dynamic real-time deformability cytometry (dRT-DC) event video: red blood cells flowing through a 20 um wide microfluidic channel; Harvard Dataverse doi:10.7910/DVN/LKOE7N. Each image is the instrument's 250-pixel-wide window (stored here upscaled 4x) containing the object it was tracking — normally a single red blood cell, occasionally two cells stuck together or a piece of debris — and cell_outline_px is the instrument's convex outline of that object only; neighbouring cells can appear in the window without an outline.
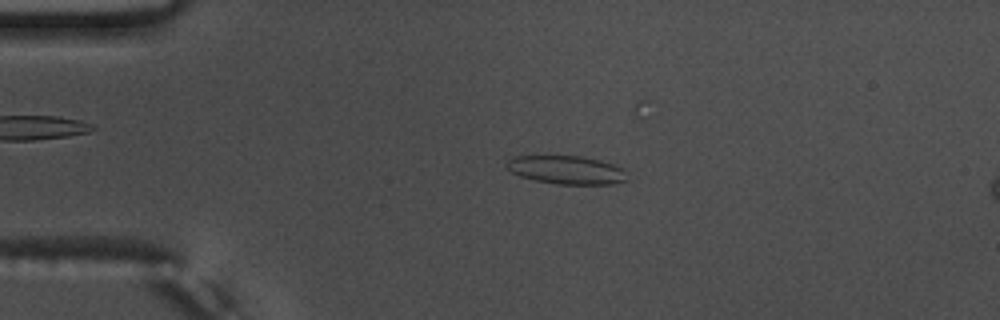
{"species": "common noctule bat (a hibernating species)", "species_latin": "Nyctalus noctula", "temperature_condition": "warm", "stored_images_in_passage": 42, "camera_frame_rate_fps": 3000, "um_per_image_px": 0.085, "animal": {"sex": "male", "body_mass_g": 17.5, "forearm_length_mm": 52.3}, "frame": {"image": 1, "passage_image": 12, "time_ms": 3.667, "image_size_px": [1000, 320], "cell_outline_px": [[628, 180], [612, 184], [556, 184], [536, 180], [520, 176], [512, 172], [504, 164], [512, 156], [580, 156], [600, 160], [624, 168]], "centroid_in_image_um": [48.16, 14.44], "position_along_channel_um": 36.8, "area_um2": 19.94}}
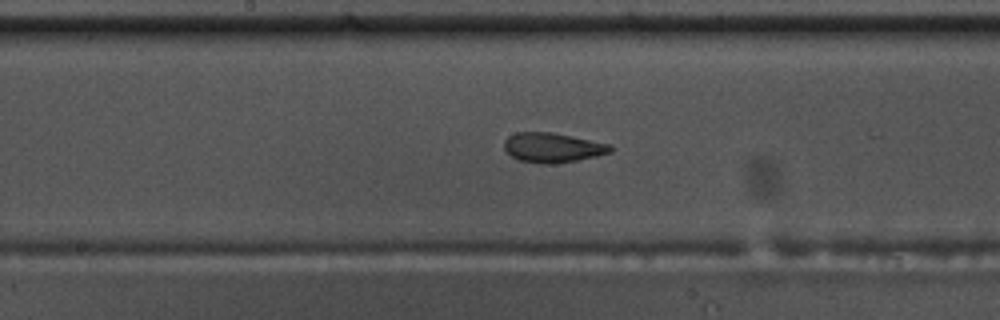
{"frame": {"image": 2, "passage_image": 28, "time_ms": 9.0, "image_size_px": [1000, 320], "cell_outline_px": [[612, 152], [596, 156], [556, 164], [544, 164], [520, 160], [512, 156], [504, 148], [504, 140], [508, 136], [516, 132], [552, 132], [612, 144]], "centroid_in_image_um": [46.99, 12.54], "position_along_channel_um": 201.2, "area_um2": 18.38}}
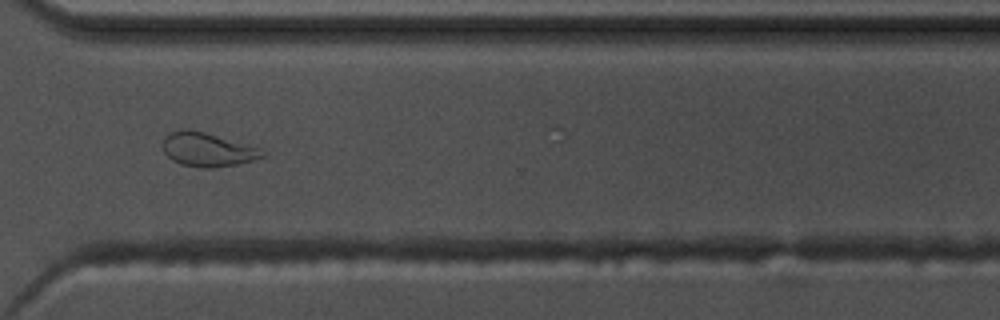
{"frame": {"image": 3, "passage_image": 40, "time_ms": 13.0, "image_size_px": [1000, 320], "cell_outline_px": [[264, 156], [252, 160], [236, 164], [212, 168], [204, 168], [180, 164], [172, 160], [164, 152], [164, 136], [168, 132], [184, 128], [188, 128], [204, 132], [260, 148], [264, 152]], "centroid_in_image_um": [17.59, 12.7], "position_along_channel_um": 353.0, "area_um2": 19.48}}